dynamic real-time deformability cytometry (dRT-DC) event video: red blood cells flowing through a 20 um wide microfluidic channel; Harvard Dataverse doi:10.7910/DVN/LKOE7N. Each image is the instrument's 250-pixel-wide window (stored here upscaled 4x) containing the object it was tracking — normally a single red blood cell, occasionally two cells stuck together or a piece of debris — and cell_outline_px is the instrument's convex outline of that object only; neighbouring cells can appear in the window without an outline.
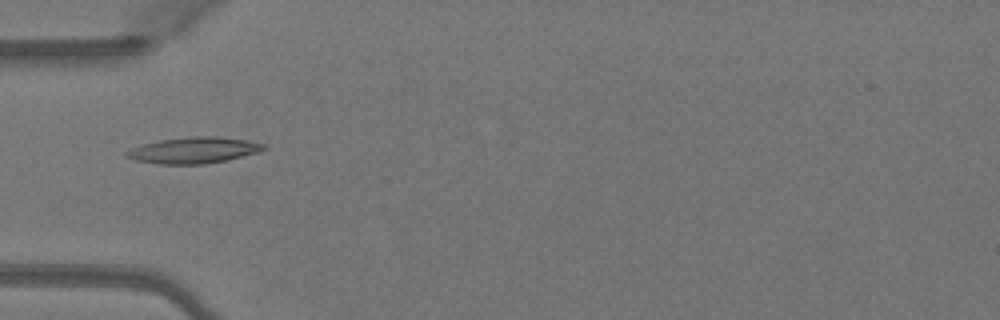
{"species": "Egyptian fruit bat (a non-hibernating species)", "species_latin": "Rousettus aegyptiacus", "temperature_condition": "warm", "stored_images_in_passage": 49, "camera_frame_rate_fps": 3000, "um_per_image_px": 0.085, "animal": {"sex": "female"}, "frame": {"image": 1, "passage_image": 16, "time_ms": 5.0, "image_size_px": [1000, 320], "cell_outline_px": [[268, 148], [260, 152], [228, 160], [204, 164], [160, 164], [136, 160], [124, 156], [124, 152], [132, 148], [144, 144], [160, 140], [192, 136], [216, 136], [248, 140], [268, 144]], "centroid_in_image_um": [16.54, 12.77], "position_along_channel_um": 68.5, "area_um2": 21.1}}
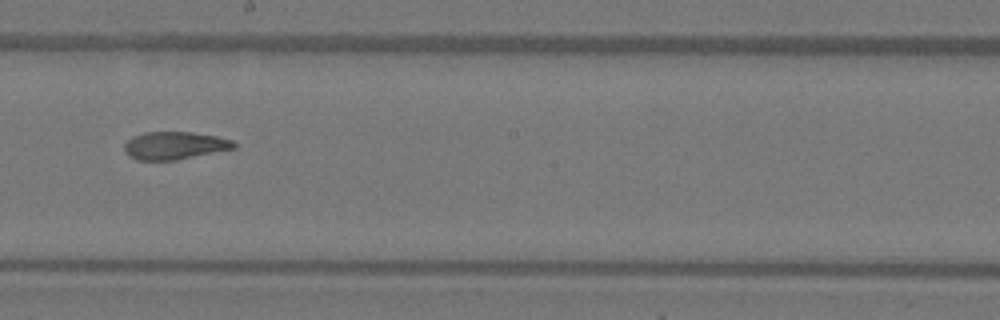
{"frame": {"image": 2, "passage_image": 28, "time_ms": 9.0, "image_size_px": [1000, 320], "cell_outline_px": [[236, 148], [176, 160], [136, 160], [128, 156], [124, 152], [124, 144], [132, 136], [144, 132], [192, 132], [216, 136], [232, 140], [236, 144]], "centroid_in_image_um": [14.81, 12.37], "position_along_channel_um": 233.4, "area_um2": 17.8}}
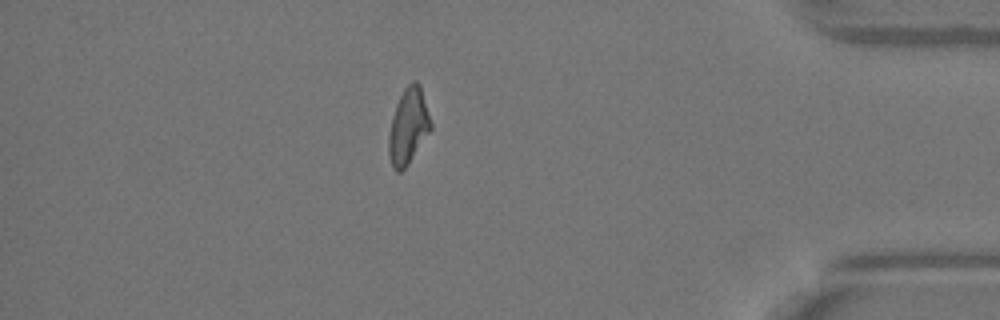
{"frame": {"image": 3, "passage_image": 43, "time_ms": 14.0, "image_size_px": [1000, 320], "cell_outline_px": [[432, 128], [408, 164], [400, 172], [396, 172], [392, 168], [388, 156], [388, 136], [392, 116], [396, 104], [404, 88], [412, 80], [416, 80], [420, 84], [432, 124]], "centroid_in_image_um": [34.69, 10.73], "position_along_channel_um": 400.5, "area_um2": 18.67}, "authors_computed_cell_mechanics": {"area_um2": 18.6694, "velocity_mm_per_s": 4.1065, "shape_relaxation_time_tau1_ms": null, "shape_relaxation_time_tau2_ms": 2.7375, "deformation_change_tau1": null, "deformation_change_tau2": 0.1002}}